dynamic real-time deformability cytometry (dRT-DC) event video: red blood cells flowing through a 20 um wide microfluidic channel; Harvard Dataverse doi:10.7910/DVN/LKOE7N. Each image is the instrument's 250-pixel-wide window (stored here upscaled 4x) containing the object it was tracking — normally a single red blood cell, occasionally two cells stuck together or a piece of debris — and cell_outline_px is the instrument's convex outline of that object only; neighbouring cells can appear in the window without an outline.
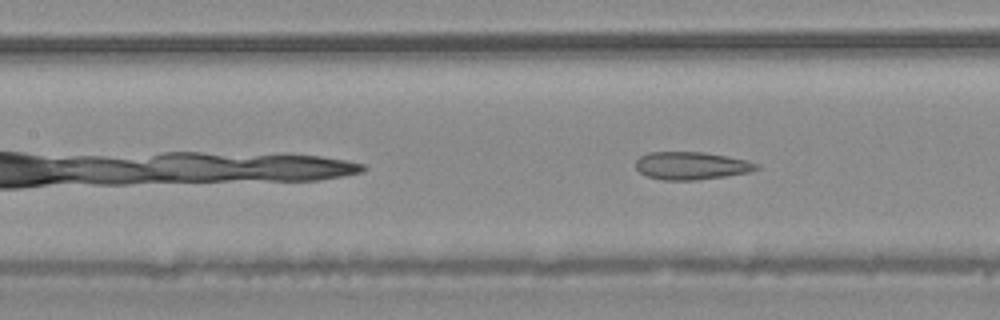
{"species": "common noctule bat (a hibernating species)", "species_latin": "Nyctalus noctula", "temperature_condition": "warm", "stored_images_in_passage": 6, "camera_frame_rate_fps": 3000, "um_per_image_px": 0.085, "animal": {"sex": "male", "body_mass_g": 20.4}, "frame": {"image": 1, "passage_image": 6, "time_ms": 1.667, "image_size_px": [1000, 320], "cell_outline_px": [[760, 168], [748, 172], [724, 176], [696, 180], [664, 180], [648, 176], [640, 172], [636, 168], [636, 160], [640, 156], [648, 152], [704, 152], [748, 160], [756, 164]], "centroid_in_image_um": [58.74, 14.08], "position_along_channel_um": 148.7, "area_um2": 19.36}}